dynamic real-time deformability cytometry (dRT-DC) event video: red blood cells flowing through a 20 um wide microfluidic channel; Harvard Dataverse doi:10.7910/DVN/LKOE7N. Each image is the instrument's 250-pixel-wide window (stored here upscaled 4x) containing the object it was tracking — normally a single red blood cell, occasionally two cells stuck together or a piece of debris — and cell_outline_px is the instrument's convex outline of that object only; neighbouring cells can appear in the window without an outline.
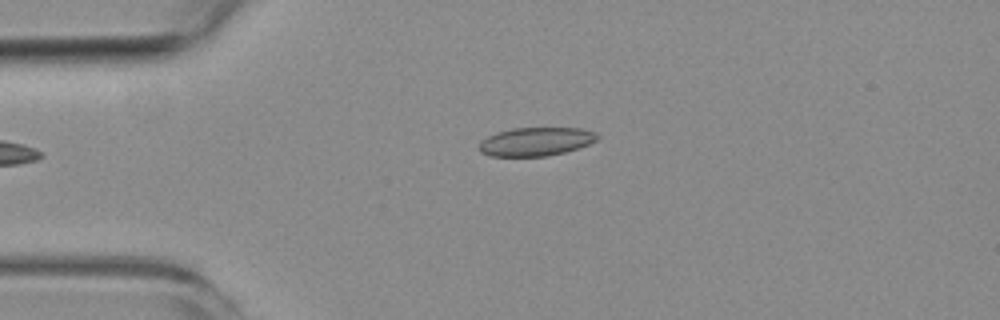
{"species": "common noctule bat (a hibernating species)", "species_latin": "Nyctalus noctula", "temperature_condition": "room temperature", "stored_images_in_passage": 5, "camera_frame_rate_fps": 3000, "um_per_image_px": 0.085, "animal": {"sex": "female", "body_mass_g": 19.3, "forearm_length_mm": 54.1}, "frame": {"image": 1, "passage_image": 5, "time_ms": 6.333, "image_size_px": [1000, 320], "cell_outline_px": [[600, 136], [596, 140], [588, 144], [564, 152], [548, 156], [488, 156], [480, 152], [480, 140], [496, 132], [512, 128], [580, 128], [592, 132]], "centroid_in_image_um": [45.5, 12.03], "position_along_channel_um": 39.5, "area_um2": 19.54}}